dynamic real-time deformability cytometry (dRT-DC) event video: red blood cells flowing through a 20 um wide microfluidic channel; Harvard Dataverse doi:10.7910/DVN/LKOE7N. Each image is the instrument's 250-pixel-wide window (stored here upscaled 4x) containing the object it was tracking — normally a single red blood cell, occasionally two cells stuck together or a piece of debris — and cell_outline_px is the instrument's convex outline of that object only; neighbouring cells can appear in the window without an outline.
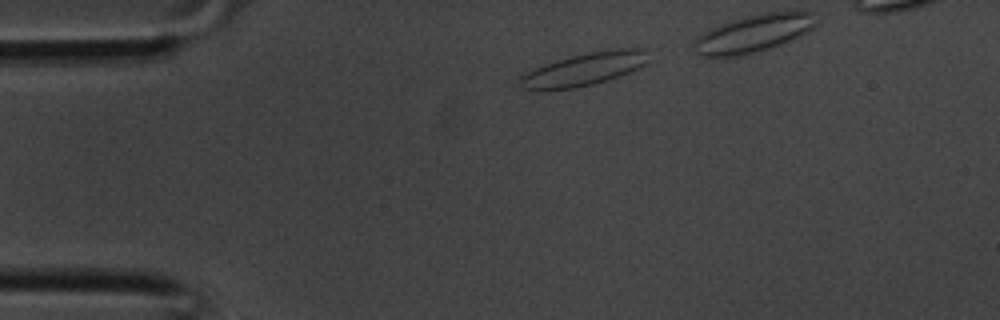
{"species": "common noctule bat (a hibernating species)", "species_latin": "Nyctalus noctula", "temperature_condition": "room temperature", "stored_images_in_passage": 10, "camera_frame_rate_fps": 3000, "um_per_image_px": 0.085, "animal": {"sex": "male", "body_mass_g": 20.1, "forearm_length_mm": 53.5}, "frame": {"image": 1, "passage_image": 1, "time_ms": 0.0, "image_size_px": [1000, 320], "cell_outline_px": [[652, 60], [640, 68], [620, 76], [592, 84], [572, 88], [540, 92], [520, 88], [520, 76], [544, 64], [556, 60], [588, 52], [620, 48], [644, 48]], "centroid_in_image_um": [49.68, 5.89], "position_along_channel_um": 35.3, "area_um2": 24.91}}
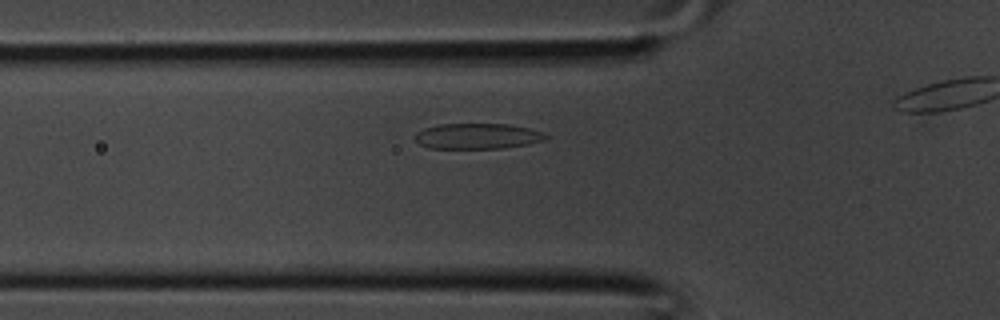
{"frame": {"image": 2, "passage_image": 6, "time_ms": 1.667, "image_size_px": [1000, 320], "cell_outline_px": [[548, 136], [544, 140], [528, 144], [504, 148], [428, 148], [420, 144], [412, 136], [416, 132], [424, 128], [440, 124], [508, 124], [528, 128], [544, 132]], "centroid_in_image_um": [40.56, 11.57], "position_along_channel_um": 85.2, "area_um2": 19.54}}
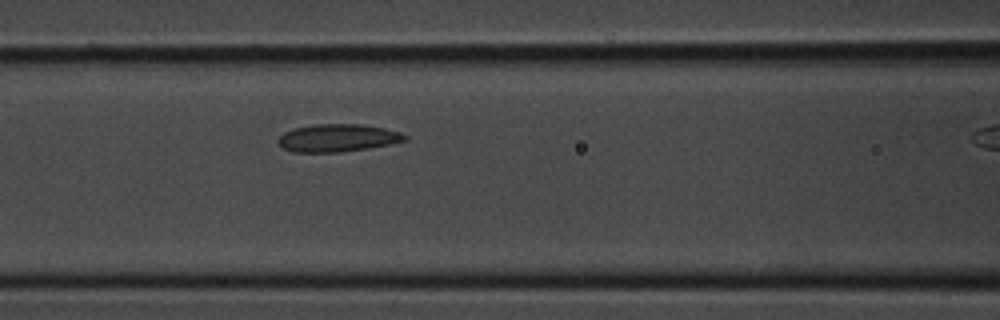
{"frame": {"image": 3, "passage_image": 9, "time_ms": 2.667, "image_size_px": [1000, 320], "cell_outline_px": [[408, 140], [368, 148], [340, 152], [292, 152], [284, 148], [276, 140], [284, 132], [296, 128], [312, 124], [364, 124], [384, 128], [400, 132], [408, 136]], "centroid_in_image_um": [28.71, 11.72], "position_along_channel_um": 137.9, "area_um2": 20.4}}